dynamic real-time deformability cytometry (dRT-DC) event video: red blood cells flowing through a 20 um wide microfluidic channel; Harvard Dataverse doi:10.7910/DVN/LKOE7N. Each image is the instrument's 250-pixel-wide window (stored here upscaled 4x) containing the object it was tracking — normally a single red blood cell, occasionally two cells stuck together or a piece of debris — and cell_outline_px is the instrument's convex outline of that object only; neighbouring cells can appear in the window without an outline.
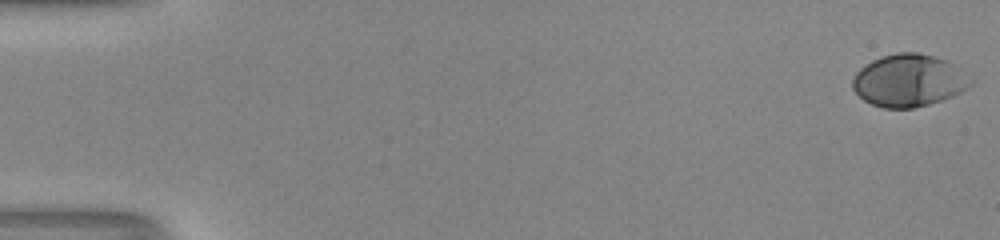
{"species": "human", "species_latin": "Homo sapiens", "temperature_condition": "room temperature", "stored_images_in_passage": 54, "camera_frame_rate_fps": 3000, "um_per_image_px": 0.085, "donor": {"sex": "male"}, "frame": {"image": 1, "passage_image": 1, "time_ms": 0.0, "image_size_px": [1000, 240], "cell_outline_px": [[972, 84], [968, 88], [952, 96], [928, 104], [912, 108], [884, 108], [872, 104], [864, 100], [852, 88], [852, 80], [856, 72], [860, 68], [872, 60], [880, 56], [896, 52], [916, 52], [932, 56], [944, 60], [952, 64], [972, 76]], "centroid_in_image_um": [77.24, 6.83], "position_along_channel_um": 7.8, "area_um2": 35.95}}
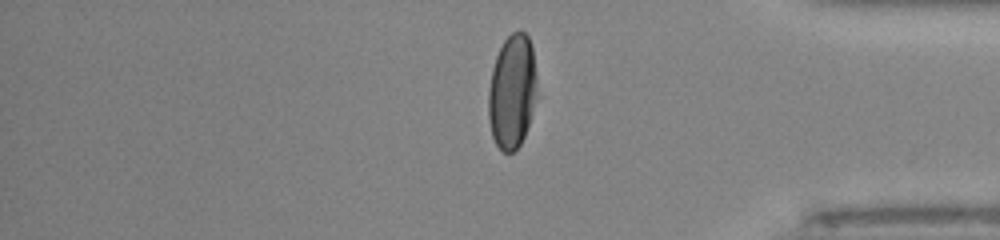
{"frame": {"image": 2, "passage_image": 45, "time_ms": 14.667, "image_size_px": [1000, 240], "cell_outline_px": [[536, 96], [528, 124], [524, 136], [520, 144], [512, 152], [504, 152], [496, 144], [492, 136], [488, 116], [488, 92], [492, 68], [496, 56], [504, 40], [512, 32], [524, 32], [528, 36], [532, 48], [536, 76]], "centroid_in_image_um": [43.51, 7.78], "position_along_channel_um": 391.7, "area_um2": 32.02}}
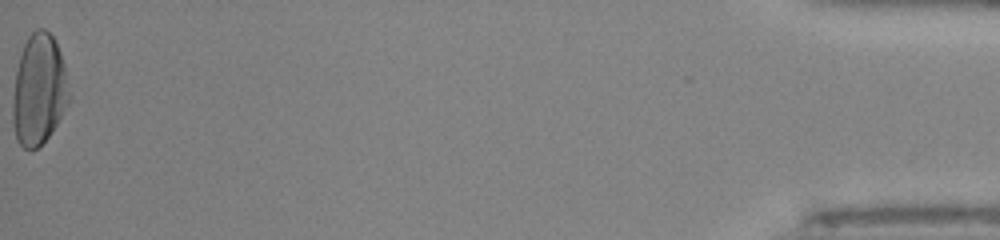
{"frame": {"image": 3, "passage_image": 54, "time_ms": 17.667, "image_size_px": [1000, 240], "cell_outline_px": [[72, 96], [68, 104], [56, 124], [48, 136], [36, 148], [24, 148], [16, 140], [12, 120], [12, 104], [16, 72], [20, 56], [24, 44], [28, 36], [36, 28], [44, 28], [52, 36], [60, 52], [64, 64]], "centroid_in_image_um": [3.32, 7.62], "position_along_channel_um": 431.9, "area_um2": 36.36}, "authors_computed_cell_mechanics": {"area_um2": 34.7667, "velocity_mm_per_s": 4.0238, "shape_relaxation_time_tau1_ms": 3.5654, "shape_relaxation_time_tau2_ms": null, "deformation_change_tau1": 0.1976, "deformation_change_tau2": null}}